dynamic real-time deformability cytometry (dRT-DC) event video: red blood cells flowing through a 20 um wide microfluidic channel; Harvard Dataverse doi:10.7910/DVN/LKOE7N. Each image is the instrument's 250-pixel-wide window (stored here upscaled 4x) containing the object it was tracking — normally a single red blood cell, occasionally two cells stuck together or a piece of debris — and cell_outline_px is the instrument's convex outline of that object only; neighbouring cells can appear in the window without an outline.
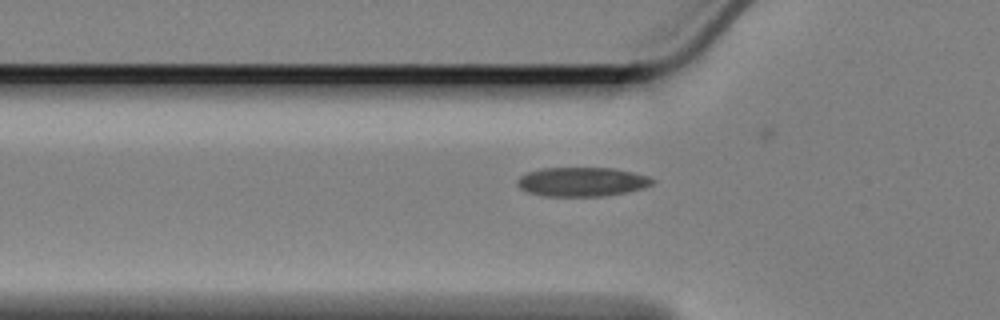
{"species": "Egyptian fruit bat (a non-hibernating species)", "species_latin": "Rousettus aegyptiacus", "temperature_condition": "cold", "stored_images_in_passage": 31, "camera_frame_rate_fps": 3000, "um_per_image_px": 0.085, "animal": {"sex": "female"}, "frame": {"image": 1, "passage_image": 3, "time_ms": 0.667, "image_size_px": [1000, 320], "cell_outline_px": [[656, 180], [652, 184], [644, 188], [628, 192], [604, 196], [544, 196], [528, 192], [520, 188], [516, 184], [520, 176], [528, 172], [540, 168], [616, 168], [648, 176]], "centroid_in_image_um": [49.48, 15.45], "position_along_channel_um": 76.3, "area_um2": 23.06}}
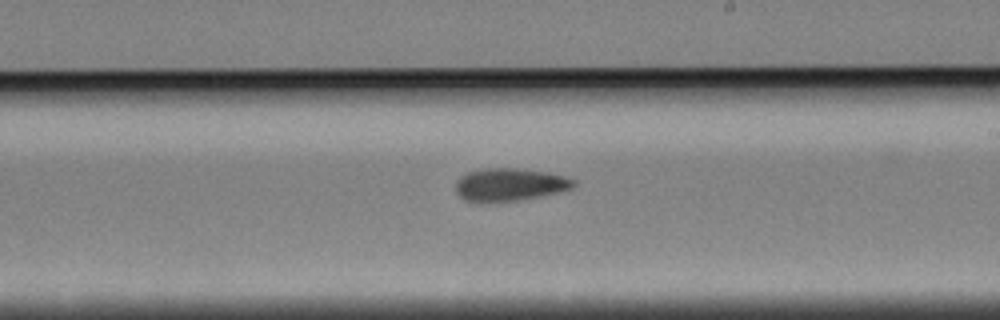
{"frame": {"image": 2, "passage_image": 18, "time_ms": 5.667, "image_size_px": [1000, 320], "cell_outline_px": [[576, 184], [572, 188], [540, 196], [516, 200], [464, 200], [456, 192], [456, 184], [468, 172], [484, 168], [516, 168], [548, 172], [564, 176], [576, 180]], "centroid_in_image_um": [43.38, 15.66], "position_along_channel_um": 245.6, "area_um2": 21.79}}
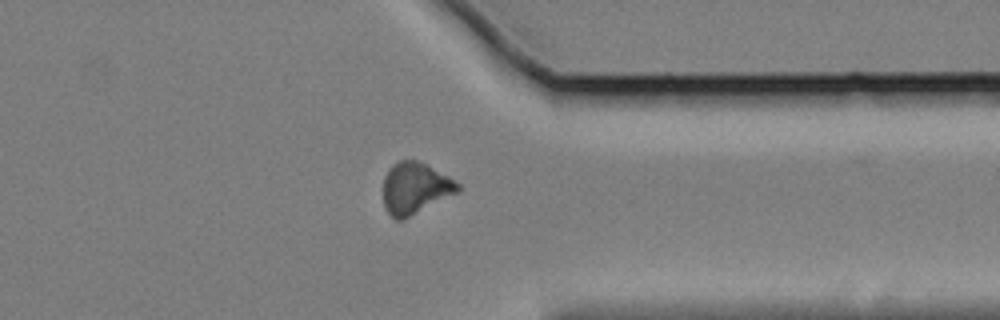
{"frame": {"image": 3, "passage_image": 30, "time_ms": 9.667, "image_size_px": [1000, 320], "cell_outline_px": [[460, 188], [456, 192], [400, 220], [396, 220], [388, 212], [384, 204], [384, 176], [392, 164], [400, 160], [416, 160], [448, 176], [460, 184]], "centroid_in_image_um": [35.24, 15.96], "position_along_channel_um": 376.2, "area_um2": 21.56}}